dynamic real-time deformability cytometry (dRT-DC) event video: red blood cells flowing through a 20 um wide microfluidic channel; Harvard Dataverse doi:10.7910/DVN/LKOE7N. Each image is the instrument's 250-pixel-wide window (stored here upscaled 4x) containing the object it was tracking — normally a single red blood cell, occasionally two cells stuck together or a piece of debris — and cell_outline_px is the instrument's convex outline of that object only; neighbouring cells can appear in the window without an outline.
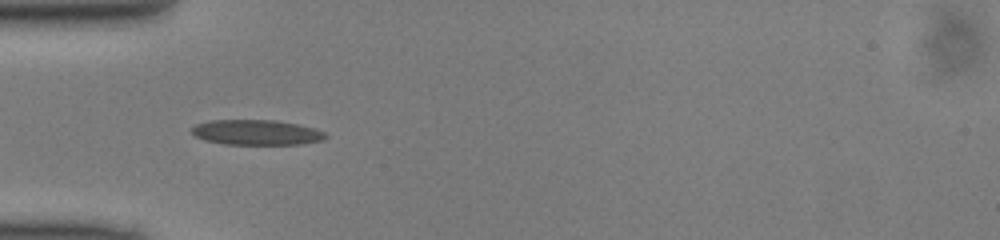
{"species": "common noctule bat (a hibernating species)", "species_latin": "Nyctalus noctula", "temperature_condition": "cold", "stored_images_in_passage": 33, "camera_frame_rate_fps": 3000, "um_per_image_px": 0.085, "animal": {"sex": "male", "body_mass_g": 13.0, "forearm_length_mm": 53.1}, "frame": {"image": 1, "passage_image": 1, "time_ms": 0.0, "image_size_px": [1000, 240], "cell_outline_px": [[328, 136], [324, 140], [300, 144], [224, 144], [204, 140], [196, 136], [192, 132], [192, 128], [196, 124], [208, 120], [276, 120], [316, 128], [324, 132]], "centroid_in_image_um": [21.82, 11.25], "position_along_channel_um": 63.2, "area_um2": 19.65}}
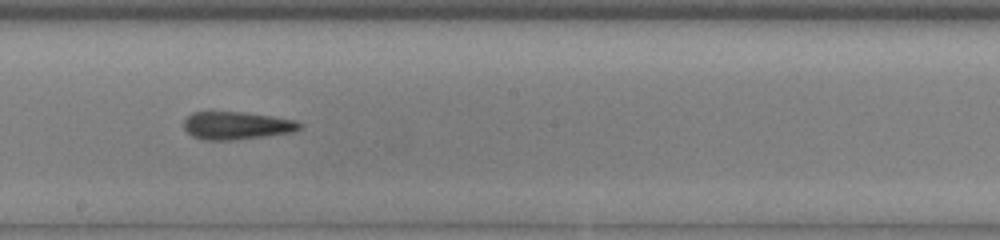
{"frame": {"image": 2, "passage_image": 13, "time_ms": 4.0, "image_size_px": [1000, 240], "cell_outline_px": [[304, 124], [300, 128], [292, 132], [236, 140], [200, 140], [192, 136], [184, 128], [184, 120], [192, 112], [244, 112], [272, 116], [296, 120]], "centroid_in_image_um": [20.11, 10.67], "position_along_channel_um": 228.1, "area_um2": 18.84}}
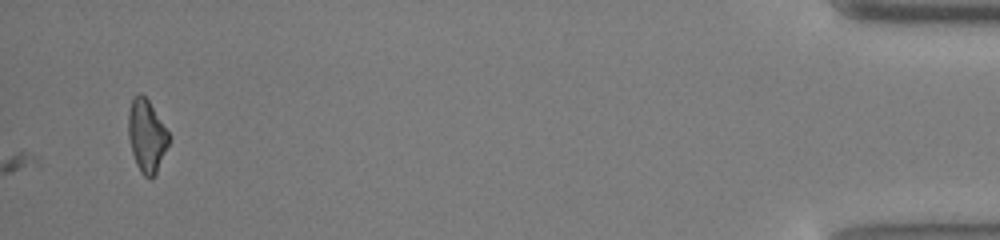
{"frame": {"image": 3, "passage_image": 33, "time_ms": 10.667, "image_size_px": [1000, 240], "cell_outline_px": [[172, 136], [156, 172], [148, 180], [140, 172], [136, 164], [132, 152], [128, 136], [128, 112], [132, 96], [140, 92], [148, 100]], "centroid_in_image_um": [12.46, 11.52], "position_along_channel_um": 422.7, "area_um2": 17.28}}